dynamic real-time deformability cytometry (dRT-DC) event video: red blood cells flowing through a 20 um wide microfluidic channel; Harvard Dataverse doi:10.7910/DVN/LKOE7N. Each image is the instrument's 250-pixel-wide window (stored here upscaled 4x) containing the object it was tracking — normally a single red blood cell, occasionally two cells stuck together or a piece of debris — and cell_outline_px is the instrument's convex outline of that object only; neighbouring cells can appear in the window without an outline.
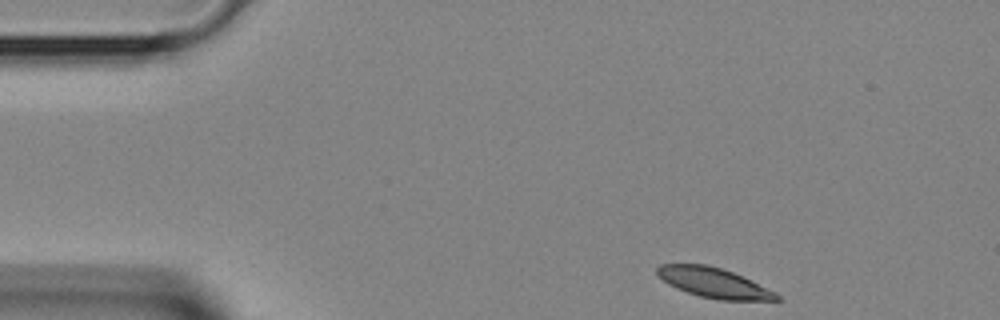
{"species": "Egyptian fruit bat (a non-hibernating species)", "species_latin": "Rousettus aegyptiacus", "temperature_condition": "room temperature", "stored_images_in_passage": 5, "segment_of_instrument_passage": [2, 2], "camera_frame_rate_fps": 3000, "um_per_image_px": 0.085, "animal": {"sex": "female"}, "frame": {"image": 1, "passage_image": 5, "time_ms": 1.333, "image_size_px": [1000, 320], "cell_outline_px": [[780, 300], [716, 300], [700, 296], [676, 288], [668, 284], [656, 272], [656, 268], [660, 264], [708, 264], [732, 272], [776, 292], [780, 296]], "centroid_in_image_um": [60.66, 24.04], "position_along_channel_um": 24.3, "area_um2": 20.58}}